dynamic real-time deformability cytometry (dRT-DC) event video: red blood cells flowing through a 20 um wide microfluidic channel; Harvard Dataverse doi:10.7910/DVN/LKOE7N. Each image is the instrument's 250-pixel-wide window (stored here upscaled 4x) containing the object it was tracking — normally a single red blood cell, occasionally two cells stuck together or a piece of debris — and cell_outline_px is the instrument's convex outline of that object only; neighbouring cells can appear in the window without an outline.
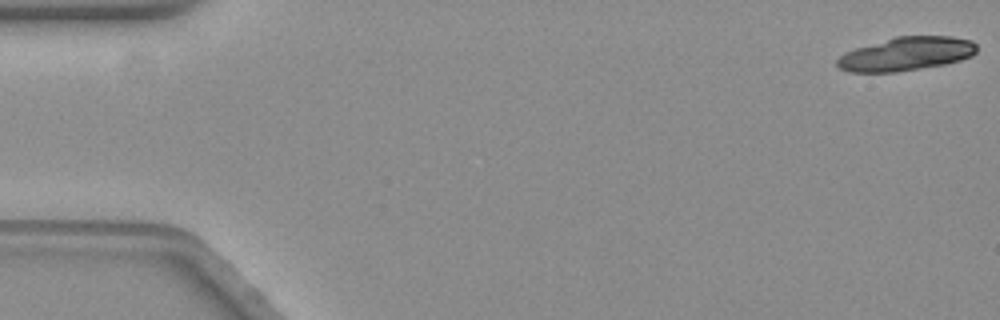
{"species": "common noctule bat (a hibernating species)", "species_latin": "Nyctalus noctula", "temperature_condition": "warm", "stored_images_in_passage": 15, "camera_frame_rate_fps": 3000, "um_per_image_px": 0.085, "animal": {"sex": "female", "body_mass_g": 19.3, "forearm_length_mm": 54.1}, "frame": {"image": 1, "passage_image": 1, "time_ms": 0.0, "image_size_px": [1000, 320], "cell_outline_px": [[976, 52], [972, 56], [960, 60], [944, 64], [896, 72], [848, 72], [840, 68], [836, 64], [836, 60], [844, 52], [856, 48], [896, 36], [952, 36], [972, 40], [976, 44]], "centroid_in_image_um": [77.03, 4.58], "position_along_channel_um": 8.0, "area_um2": 27.28}}